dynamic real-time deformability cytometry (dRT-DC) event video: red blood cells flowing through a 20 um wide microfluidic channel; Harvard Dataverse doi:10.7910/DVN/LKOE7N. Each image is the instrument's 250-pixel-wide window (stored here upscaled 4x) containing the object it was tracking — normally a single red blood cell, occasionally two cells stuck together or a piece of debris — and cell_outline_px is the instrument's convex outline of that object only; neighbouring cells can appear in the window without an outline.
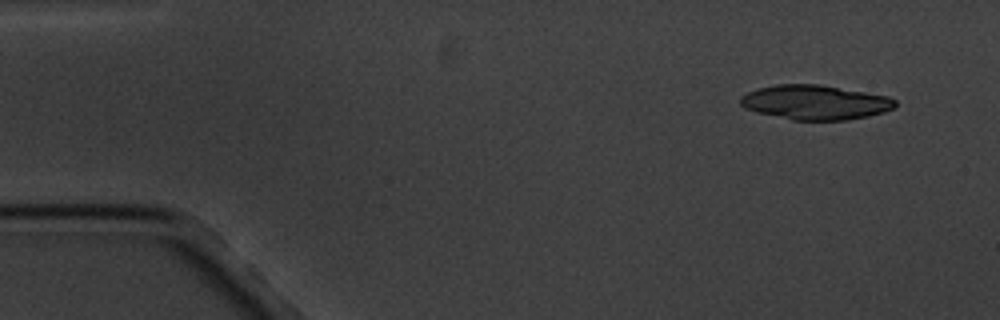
{"species": "common noctule bat (a hibernating species)", "species_latin": "Nyctalus noctula", "temperature_condition": "cold", "stored_images_in_passage": 7, "camera_frame_rate_fps": 3000, "um_per_image_px": 0.085, "animal": {"sex": "male", "body_mass_g": 20.1, "forearm_length_mm": 53.5}, "frame": {"image": 1, "passage_image": 2, "time_ms": 1.0, "image_size_px": [1000, 320], "cell_outline_px": [[896, 104], [892, 108], [884, 112], [868, 116], [848, 120], [792, 120], [756, 112], [744, 108], [740, 104], [740, 96], [756, 88], [776, 84], [820, 84], [888, 96], [896, 100]], "centroid_in_image_um": [69.26, 8.69], "position_along_channel_um": 15.7, "area_um2": 31.33}}
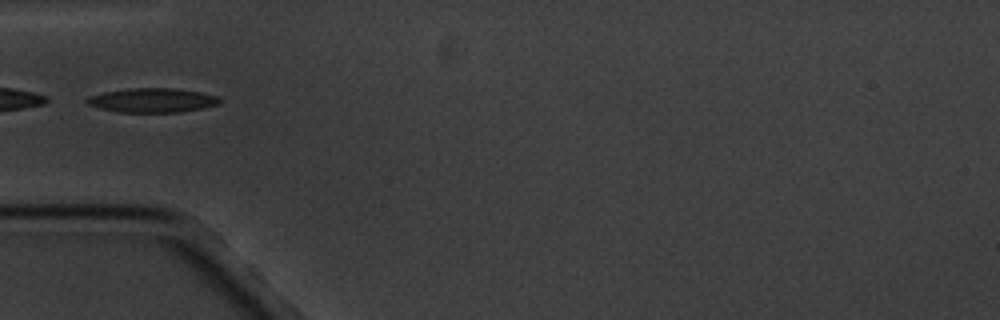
{"frame": {"image": 2, "passage_image": 6, "time_ms": 5.667, "image_size_px": [1000, 320], "cell_outline_px": [[220, 104], [180, 112], [116, 112], [100, 108], [88, 104], [84, 100], [88, 96], [104, 92], [128, 88], [176, 88], [200, 92], [216, 96], [220, 100]], "centroid_in_image_um": [12.91, 8.52], "position_along_channel_um": 72.1, "area_um2": 18.73}}
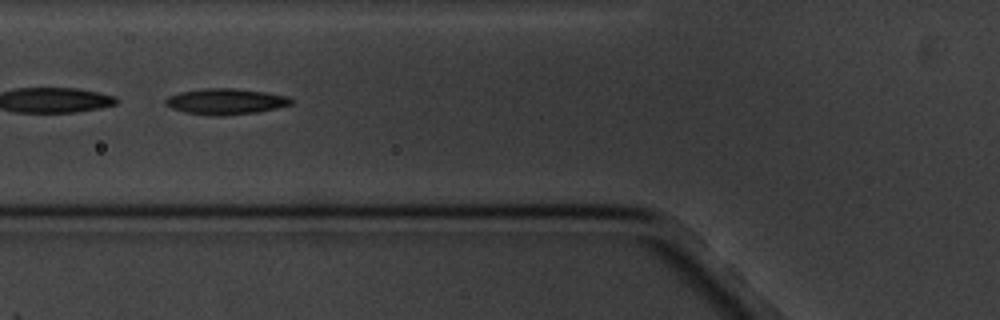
{"frame": {"image": 3, "passage_image": 7, "time_ms": 6.667, "image_size_px": [1000, 320], "cell_outline_px": [[292, 104], [276, 108], [256, 112], [220, 116], [212, 116], [184, 112], [172, 108], [164, 104], [164, 100], [168, 96], [180, 92], [204, 88], [232, 88], [264, 92], [288, 96], [292, 100]], "centroid_in_image_um": [19.14, 8.63], "position_along_channel_um": 106.7, "area_um2": 18.9}}